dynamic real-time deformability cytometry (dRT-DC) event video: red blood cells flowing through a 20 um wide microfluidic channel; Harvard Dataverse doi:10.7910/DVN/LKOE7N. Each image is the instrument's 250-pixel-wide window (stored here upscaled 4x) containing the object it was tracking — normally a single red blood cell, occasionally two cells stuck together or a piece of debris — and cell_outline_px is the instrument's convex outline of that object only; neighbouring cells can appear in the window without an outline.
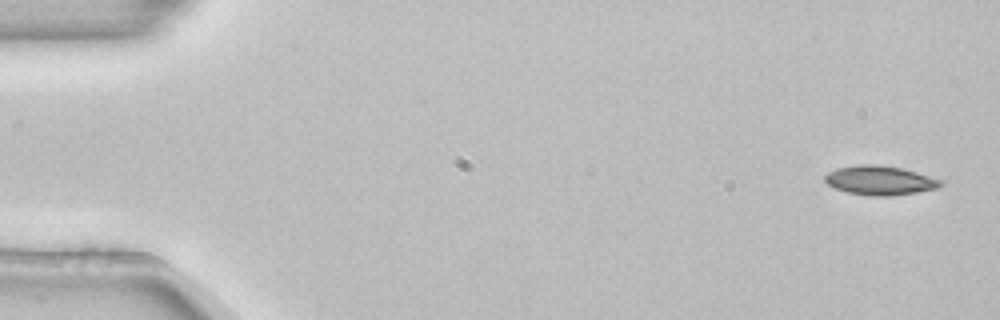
{"species": "common noctule bat (a hibernating species)", "species_latin": "Nyctalus noctula", "temperature_condition": "room temperature", "stored_images_in_passage": 2, "camera_frame_rate_fps": 3000, "um_per_image_px": 0.085, "animal": {"sex": "female", "body_mass_g": 22.7, "forearm_length_mm": 54.2}, "frame": {"image": 1, "passage_image": 1, "time_ms": 0.0, "image_size_px": [1000, 320], "cell_outline_px": [[940, 184], [936, 188], [916, 192], [892, 196], [872, 196], [848, 192], [836, 188], [828, 184], [824, 180], [824, 176], [828, 172], [836, 168], [860, 164], [880, 164], [900, 168], [916, 172], [940, 180]], "centroid_in_image_um": [74.73, 15.32], "position_along_channel_um": 10.3, "area_um2": 19.42}}